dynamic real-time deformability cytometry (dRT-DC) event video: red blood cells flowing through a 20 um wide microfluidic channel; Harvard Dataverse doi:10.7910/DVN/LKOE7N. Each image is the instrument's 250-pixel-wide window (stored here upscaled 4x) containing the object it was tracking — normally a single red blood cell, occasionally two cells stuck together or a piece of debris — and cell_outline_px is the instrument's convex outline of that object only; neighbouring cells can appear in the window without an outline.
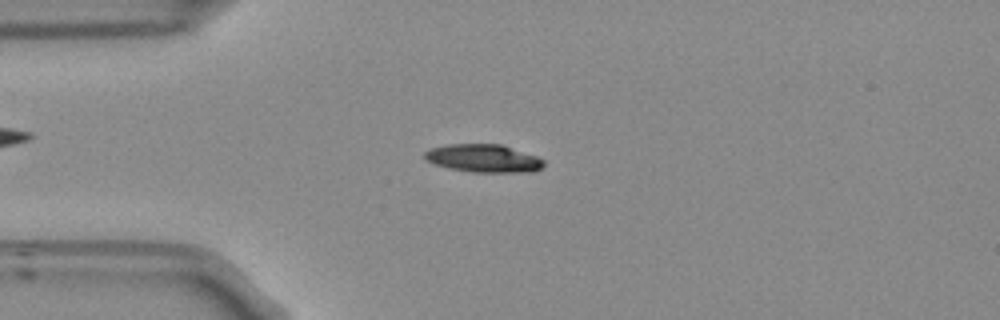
{"species": "Egyptian fruit bat (a non-hibernating species)", "species_latin": "Rousettus aegyptiacus", "temperature_condition": "room temperature", "stored_images_in_passage": 51, "camera_frame_rate_fps": 3000, "um_per_image_px": 0.085, "frame": {"image": 1, "passage_image": 11, "time_ms": 3.333, "image_size_px": [1000, 320], "cell_outline_px": [[544, 164], [540, 168], [532, 172], [472, 172], [448, 168], [432, 164], [424, 160], [424, 152], [432, 148], [448, 144], [500, 144], [536, 156], [544, 160]], "centroid_in_image_um": [41.05, 13.46], "position_along_channel_um": 43.9, "area_um2": 19.42}}
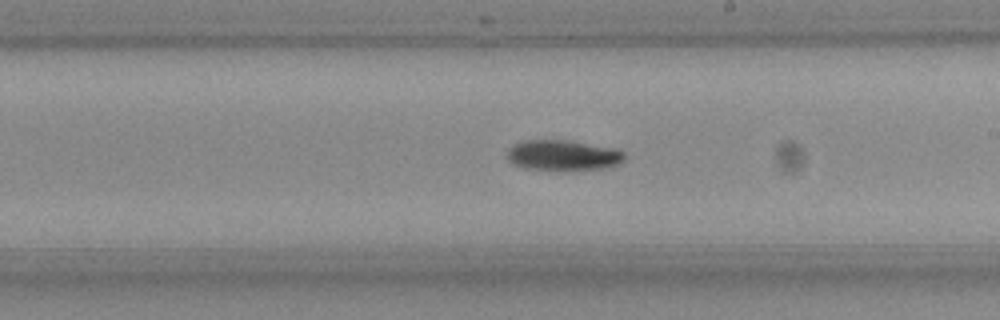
{"frame": {"image": 2, "passage_image": 28, "time_ms": 9.0, "image_size_px": [1000, 320], "cell_outline_px": [[624, 160], [616, 164], [600, 168], [524, 168], [512, 164], [508, 160], [508, 148], [512, 144], [524, 140], [564, 140], [620, 148], [624, 152]], "centroid_in_image_um": [47.83, 13.15], "position_along_channel_um": 241.2, "area_um2": 20.29}}
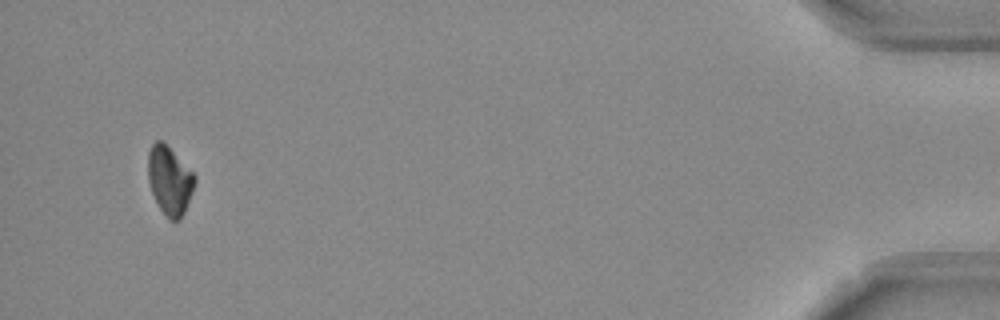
{"frame": {"image": 3, "passage_image": 49, "time_ms": 16.0, "image_size_px": [1000, 320], "cell_outline_px": [[196, 180], [192, 192], [184, 212], [180, 220], [172, 220], [160, 208], [152, 192], [148, 180], [148, 152], [152, 144], [156, 140], [160, 140], [196, 176]], "centroid_in_image_um": [14.41, 15.34], "position_along_channel_um": 420.8, "area_um2": 17.98}, "authors_computed_cell_mechanics": {"area_um2": 19.652, "velocity_mm_per_s": 3.7619, "shape_relaxation_time_tau1_ms": 2.7757, "shape_relaxation_time_tau2_ms": null, "deformation_change_tau1": 0.0996, "deformation_change_tau2": null}}